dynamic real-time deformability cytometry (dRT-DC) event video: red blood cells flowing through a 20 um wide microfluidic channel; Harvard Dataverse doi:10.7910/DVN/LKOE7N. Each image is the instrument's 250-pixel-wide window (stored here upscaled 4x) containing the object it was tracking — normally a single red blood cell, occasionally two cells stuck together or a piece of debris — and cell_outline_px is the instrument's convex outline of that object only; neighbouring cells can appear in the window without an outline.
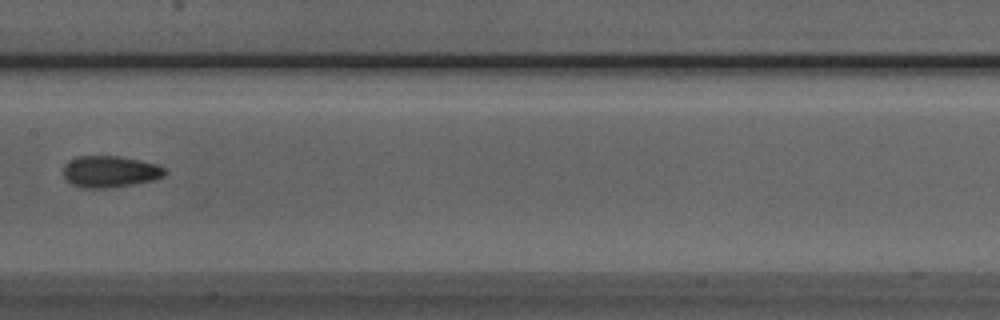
{"species": "Egyptian fruit bat (a non-hibernating species)", "species_latin": "Rousettus aegyptiacus", "temperature_condition": "room temperature", "stored_images_in_passage": 5, "camera_frame_rate_fps": 3000, "um_per_image_px": 0.085, "animal": {"sex": "male"}, "frame": {"image": 1, "passage_image": 5, "time_ms": 4.333, "image_size_px": [1000, 320], "cell_outline_px": [[168, 172], [164, 176], [152, 180], [132, 184], [108, 188], [84, 188], [72, 184], [64, 176], [64, 164], [68, 160], [80, 156], [120, 156], [140, 160], [156, 164], [164, 168]], "centroid_in_image_um": [9.35, 14.58], "position_along_channel_um": 198.0, "area_um2": 18.61}}